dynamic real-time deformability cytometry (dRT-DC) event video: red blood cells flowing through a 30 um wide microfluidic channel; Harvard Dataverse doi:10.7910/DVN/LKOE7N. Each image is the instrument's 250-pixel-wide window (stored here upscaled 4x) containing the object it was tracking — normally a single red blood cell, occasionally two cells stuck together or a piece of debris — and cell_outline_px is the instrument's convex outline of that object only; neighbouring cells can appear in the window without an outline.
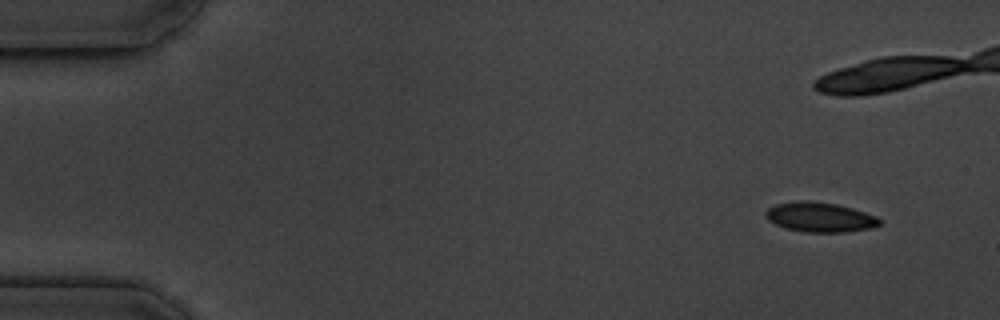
{"species": "common noctule bat (a hibernating species)", "species_latin": "Nyctalus noctula", "temperature_condition": "cold", "stored_images_in_passage": 16, "camera_frame_rate_fps": 3000, "um_per_image_px": 0.085, "animal": {"sex": "male", "body_mass_g": 19.5, "forearm_length_mm": 54.6}, "frame": {"image": 1, "passage_image": 1, "time_ms": 0.0, "image_size_px": [1000, 320], "cell_outline_px": [[880, 224], [872, 228], [848, 232], [804, 232], [784, 228], [768, 220], [764, 216], [764, 212], [768, 208], [776, 204], [800, 200], [808, 200], [836, 204], [852, 208], [876, 216], [880, 220]], "centroid_in_image_um": [69.66, 18.46], "position_along_channel_um": 15.3, "area_um2": 19.83}}